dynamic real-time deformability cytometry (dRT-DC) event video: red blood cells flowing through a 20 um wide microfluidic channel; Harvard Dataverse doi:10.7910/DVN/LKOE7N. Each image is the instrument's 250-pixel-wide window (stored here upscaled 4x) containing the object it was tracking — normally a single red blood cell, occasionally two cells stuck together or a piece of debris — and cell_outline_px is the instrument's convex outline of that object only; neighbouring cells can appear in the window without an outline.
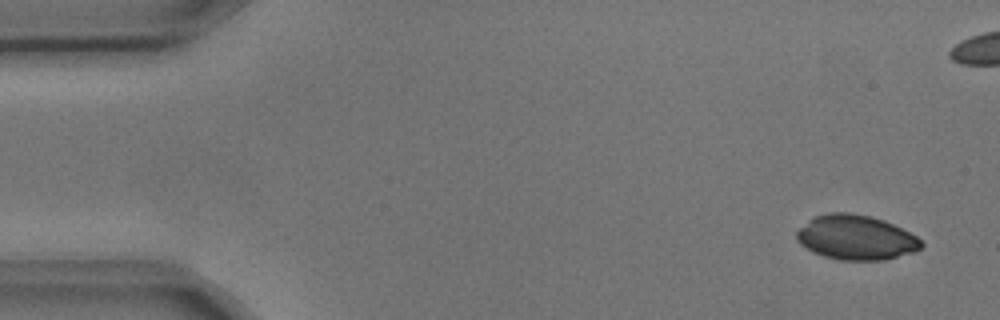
{"species": "common noctule bat (a hibernating species)", "species_latin": "Nyctalus noctula", "temperature_condition": "cold", "stored_images_in_passage": 5, "camera_frame_rate_fps": 3000, "um_per_image_px": 0.085, "animal": {"sex": "male", "body_mass_g": 17.9, "forearm_length_mm": 54.2}, "frame": {"image": 1, "passage_image": 1, "time_ms": 0.0, "image_size_px": [1000, 320], "cell_outline_px": [[924, 244], [916, 252], [884, 260], [840, 260], [824, 256], [812, 252], [800, 244], [796, 240], [796, 232], [808, 220], [816, 216], [828, 212], [852, 212], [872, 216], [884, 220], [916, 236]], "centroid_in_image_um": [72.74, 20.18], "position_along_channel_um": 12.3, "area_um2": 32.6}}